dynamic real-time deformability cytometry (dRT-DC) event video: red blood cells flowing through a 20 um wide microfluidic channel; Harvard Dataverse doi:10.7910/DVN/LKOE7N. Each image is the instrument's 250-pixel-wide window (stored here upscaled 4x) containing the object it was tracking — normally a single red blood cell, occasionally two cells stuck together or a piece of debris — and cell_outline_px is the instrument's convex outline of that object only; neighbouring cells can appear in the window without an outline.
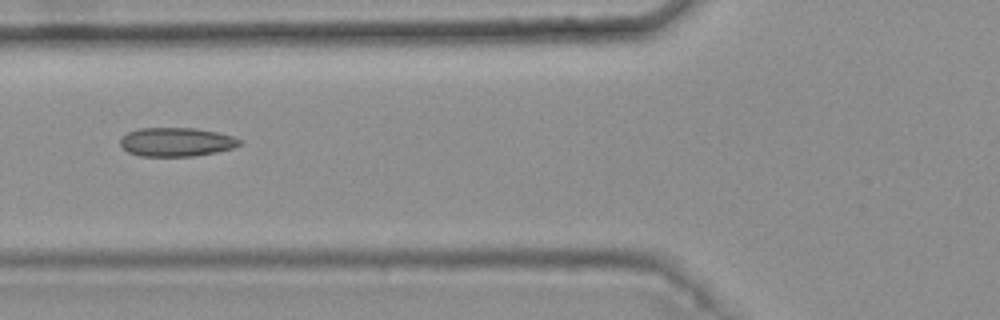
{"species": "common noctule bat (a hibernating species)", "species_latin": "Nyctalus noctula", "temperature_condition": "warm", "stored_images_in_passage": 6, "camera_frame_rate_fps": 3000, "um_per_image_px": 0.085, "animal": {"sex": "female", "body_mass_g": 25.1}, "frame": {"image": 1, "passage_image": 6, "time_ms": 1.667, "image_size_px": [1000, 320], "cell_outline_px": [[244, 144], [232, 148], [216, 152], [192, 156], [140, 156], [128, 152], [120, 144], [120, 140], [128, 132], [140, 128], [196, 128], [216, 132], [232, 136], [240, 140]], "centroid_in_image_um": [15.0, 12.07], "position_along_channel_um": 110.8, "area_um2": 19.94}}